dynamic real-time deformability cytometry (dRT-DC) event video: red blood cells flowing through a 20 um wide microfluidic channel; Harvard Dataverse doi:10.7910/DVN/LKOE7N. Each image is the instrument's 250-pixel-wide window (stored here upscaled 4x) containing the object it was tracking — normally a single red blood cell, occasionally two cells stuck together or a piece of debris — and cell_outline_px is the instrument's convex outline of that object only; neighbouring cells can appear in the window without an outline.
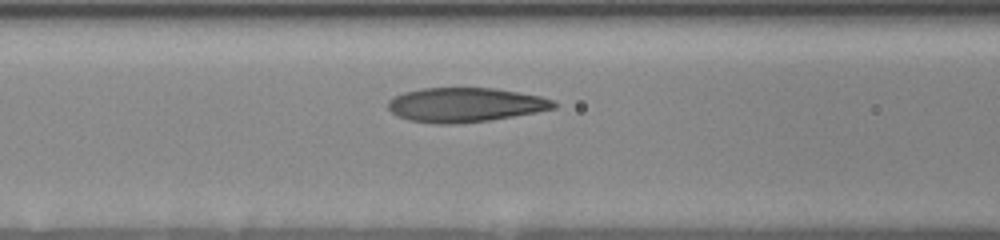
{"species": "human", "species_latin": "Homo sapiens", "temperature_condition": "room temperature", "stored_images_in_passage": 8, "camera_frame_rate_fps": 3000, "um_per_image_px": 0.085, "donor": {"sex": "female"}, "frame": {"image": 1, "passage_image": 4, "time_ms": 1.333, "image_size_px": [1000, 240], "cell_outline_px": [[556, 108], [536, 112], [488, 120], [456, 124], [436, 124], [408, 120], [396, 116], [388, 108], [388, 100], [404, 92], [424, 88], [492, 88], [540, 96], [552, 100], [556, 104]], "centroid_in_image_um": [39.5, 8.92], "position_along_channel_um": 127.1, "area_um2": 32.95}}
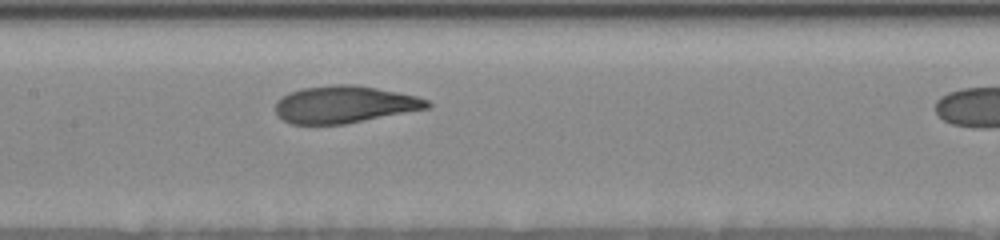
{"frame": {"image": 2, "passage_image": 7, "time_ms": 2.667, "image_size_px": [1000, 240], "cell_outline_px": [[432, 104], [428, 108], [344, 124], [292, 124], [276, 116], [276, 100], [280, 96], [288, 92], [300, 88], [332, 84], [352, 84], [376, 88], [416, 96], [428, 100]], "centroid_in_image_um": [29.22, 8.87], "position_along_channel_um": 178.2, "area_um2": 32.89}}